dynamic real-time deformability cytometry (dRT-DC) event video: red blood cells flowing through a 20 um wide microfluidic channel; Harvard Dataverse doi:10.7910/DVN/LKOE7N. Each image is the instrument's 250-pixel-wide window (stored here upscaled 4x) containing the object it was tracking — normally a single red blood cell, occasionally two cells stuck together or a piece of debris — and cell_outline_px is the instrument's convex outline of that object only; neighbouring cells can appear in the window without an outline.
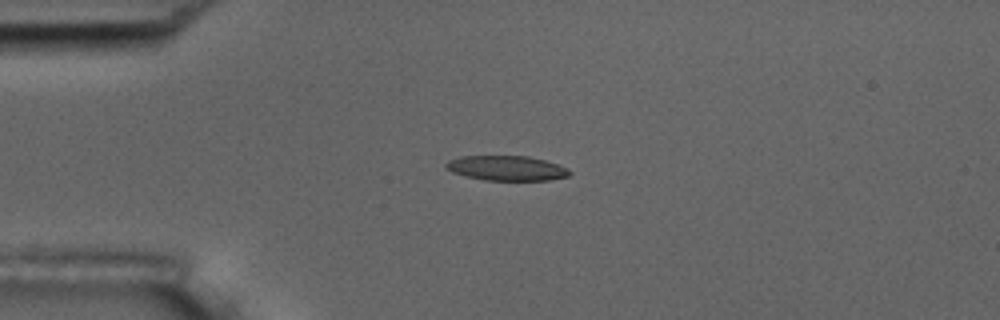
{"species": "common noctule bat (a hibernating species)", "species_latin": "Nyctalus noctula", "temperature_condition": "room temperature", "stored_images_in_passage": 2, "camera_frame_rate_fps": 3000, "um_per_image_px": 0.085, "animal": {"sex": "male", "body_mass_g": 17.5, "forearm_length_mm": 52.3}, "frame": {"image": 1, "passage_image": 1, "time_ms": 0.0, "image_size_px": [1000, 320], "cell_outline_px": [[572, 172], [568, 176], [548, 180], [484, 180], [452, 172], [444, 168], [444, 164], [448, 160], [460, 156], [528, 156], [544, 160], [568, 168]], "centroid_in_image_um": [43.03, 14.29], "position_along_channel_um": 42.0, "area_um2": 17.86}}